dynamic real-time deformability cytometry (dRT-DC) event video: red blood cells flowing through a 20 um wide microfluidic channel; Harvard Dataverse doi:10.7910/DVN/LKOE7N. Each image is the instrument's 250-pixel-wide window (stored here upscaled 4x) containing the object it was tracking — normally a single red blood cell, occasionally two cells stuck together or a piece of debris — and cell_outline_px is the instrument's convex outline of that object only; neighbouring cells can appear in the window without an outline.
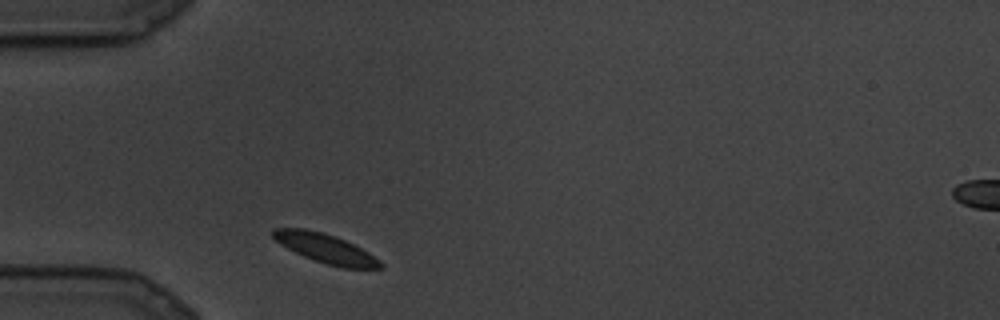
{"species": "common noctule bat (a hibernating species)", "species_latin": "Nyctalus noctula", "temperature_condition": "cold", "stored_images_in_passage": 3, "camera_frame_rate_fps": 3000, "um_per_image_px": 0.085, "animal": {"sex": "male", "body_mass_g": 19.5, "forearm_length_mm": 54.6}, "frame": {"image": 1, "passage_image": 1, "time_ms": 0.0, "image_size_px": [1000, 320], "cell_outline_px": [[384, 268], [344, 268], [328, 264], [304, 256], [280, 244], [268, 232], [272, 228], [304, 228], [324, 232], [336, 236], [368, 252], [380, 260], [384, 264]], "centroid_in_image_um": [27.65, 21.09], "position_along_channel_um": 57.4, "area_um2": 18.21}}
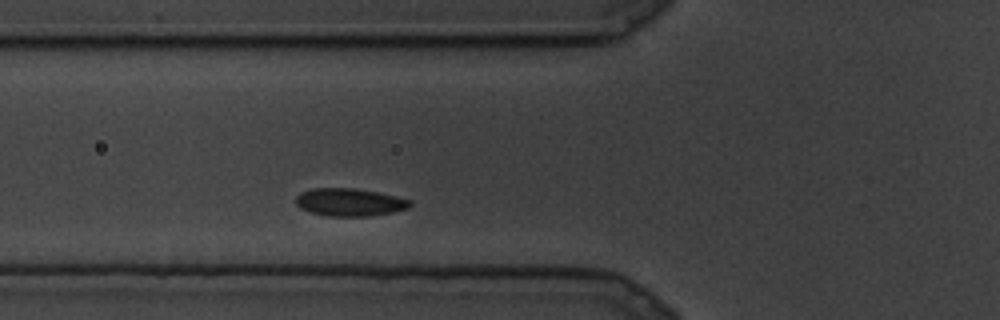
{"frame": {"image": 2, "passage_image": 3, "time_ms": 0.667, "image_size_px": [1000, 320], "cell_outline_px": [[412, 204], [408, 208], [392, 212], [368, 216], [328, 216], [312, 212], [300, 208], [296, 204], [296, 196], [300, 192], [312, 188], [356, 188], [380, 192], [412, 200]], "centroid_in_image_um": [29.73, 17.17], "position_along_channel_um": 96.1, "area_um2": 18.55}}